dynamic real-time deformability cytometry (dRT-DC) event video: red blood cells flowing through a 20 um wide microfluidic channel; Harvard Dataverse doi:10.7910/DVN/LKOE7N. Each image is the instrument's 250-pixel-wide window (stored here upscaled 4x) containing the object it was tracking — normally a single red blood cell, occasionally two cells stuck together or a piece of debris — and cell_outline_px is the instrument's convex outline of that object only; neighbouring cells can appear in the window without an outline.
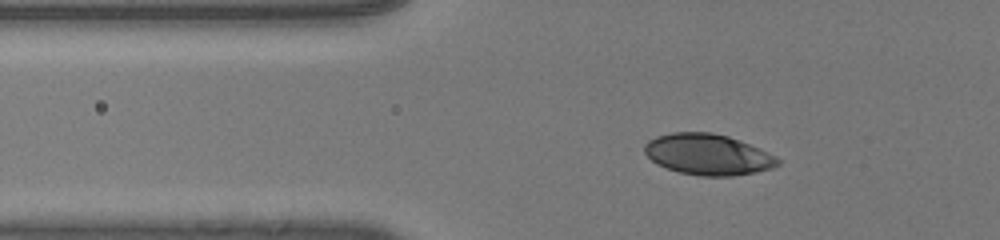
{"species": "human", "species_latin": "Homo sapiens", "temperature_condition": "room temperature", "stored_images_in_passage": 48, "camera_frame_rate_fps": 3000, "um_per_image_px": 0.085, "donor": {"sex": "male"}, "frame": {"image": 1, "passage_image": 16, "time_ms": 5.0, "image_size_px": [1000, 240], "cell_outline_px": [[780, 164], [772, 168], [756, 172], [732, 176], [700, 176], [680, 172], [656, 164], [644, 152], [644, 144], [648, 140], [656, 136], [672, 132], [712, 132], [728, 136], [748, 144], [776, 156], [780, 160]], "centroid_in_image_um": [60.15, 13.13], "position_along_channel_um": 65.6, "area_um2": 31.73}}
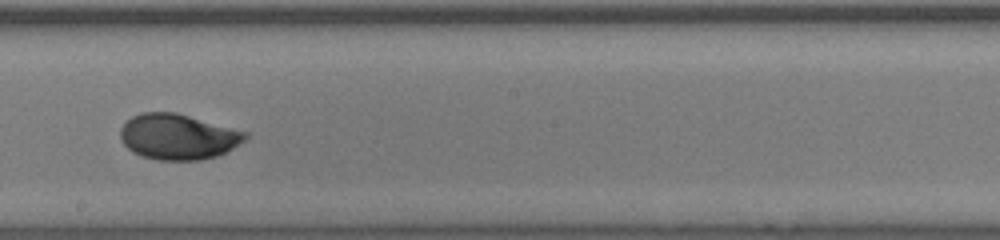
{"frame": {"image": 2, "passage_image": 30, "time_ms": 9.667, "image_size_px": [1000, 240], "cell_outline_px": [[248, 136], [244, 140], [232, 148], [216, 156], [200, 160], [156, 160], [140, 156], [132, 152], [124, 144], [120, 136], [120, 128], [132, 116], [140, 112], [176, 112], [248, 132]], "centroid_in_image_um": [15.1, 11.62], "position_along_channel_um": 233.1, "area_um2": 33.18}}
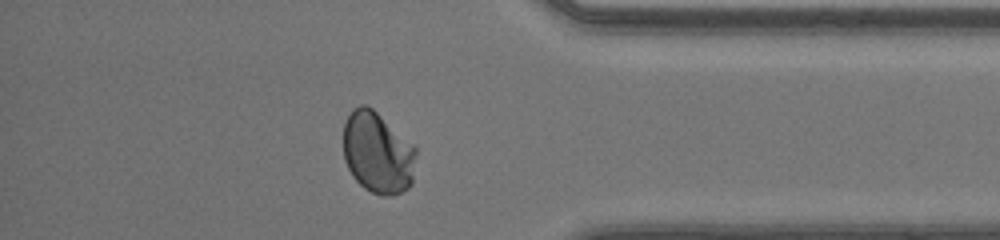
{"frame": {"image": 3, "passage_image": 43, "time_ms": 14.0, "image_size_px": [1000, 240], "cell_outline_px": [[416, 156], [412, 184], [408, 188], [392, 196], [380, 196], [364, 188], [352, 176], [344, 160], [344, 124], [352, 108], [360, 104], [364, 104], [372, 108], [412, 144], [416, 148]], "centroid_in_image_um": [32.09, 13.0], "position_along_channel_um": 403.1, "area_um2": 34.56}, "authors_computed_cell_mechanics": {"area_um2": 32.9171, "velocity_mm_per_s": 4.1146, "shape_relaxation_time_tau1_ms": 3.8103, "shape_relaxation_time_tau2_ms": null, "deformation_change_tau1": 0.1537, "deformation_change_tau2": null}}